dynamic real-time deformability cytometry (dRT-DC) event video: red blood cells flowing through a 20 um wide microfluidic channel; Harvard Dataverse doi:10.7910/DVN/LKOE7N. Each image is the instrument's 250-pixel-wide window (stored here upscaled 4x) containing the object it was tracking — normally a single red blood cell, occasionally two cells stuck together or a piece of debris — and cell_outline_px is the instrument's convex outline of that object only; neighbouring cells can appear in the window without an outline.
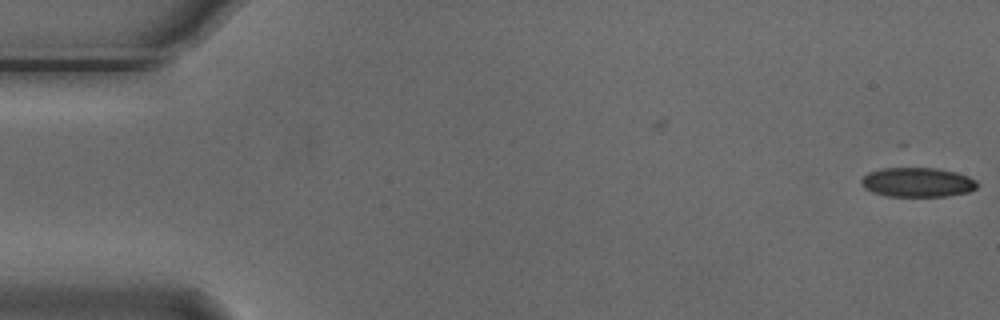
{"species": "Egyptian fruit bat (a non-hibernating species)", "species_latin": "Rousettus aegyptiacus", "temperature_condition": "cold", "stored_images_in_passage": 5, "camera_frame_rate_fps": 3000, "um_per_image_px": 0.085, "animal": {"sex": "male"}, "frame": {"image": 1, "passage_image": 1, "time_ms": 0.0, "image_size_px": [1000, 320], "cell_outline_px": [[980, 184], [976, 188], [968, 192], [948, 196], [888, 196], [872, 192], [864, 188], [860, 184], [860, 180], [868, 172], [880, 168], [936, 168], [956, 172], [968, 176], [976, 180]], "centroid_in_image_um": [77.98, 15.49], "position_along_channel_um": 7.0, "area_um2": 20.06}}
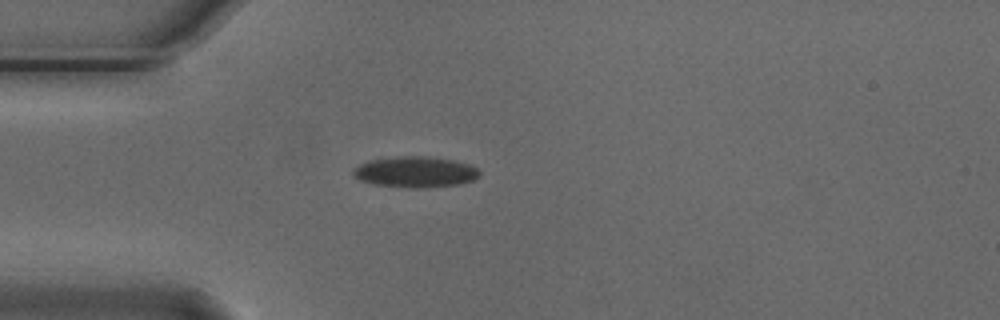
{"frame": {"image": 2, "passage_image": 5, "time_ms": 1.333, "image_size_px": [1000, 320], "cell_outline_px": [[480, 176], [472, 180], [460, 184], [424, 188], [412, 188], [372, 184], [360, 180], [352, 176], [352, 168], [368, 160], [396, 156], [428, 156], [456, 160], [468, 164], [476, 168], [480, 172]], "centroid_in_image_um": [35.27, 14.61], "position_along_channel_um": 49.7, "area_um2": 23.06}}